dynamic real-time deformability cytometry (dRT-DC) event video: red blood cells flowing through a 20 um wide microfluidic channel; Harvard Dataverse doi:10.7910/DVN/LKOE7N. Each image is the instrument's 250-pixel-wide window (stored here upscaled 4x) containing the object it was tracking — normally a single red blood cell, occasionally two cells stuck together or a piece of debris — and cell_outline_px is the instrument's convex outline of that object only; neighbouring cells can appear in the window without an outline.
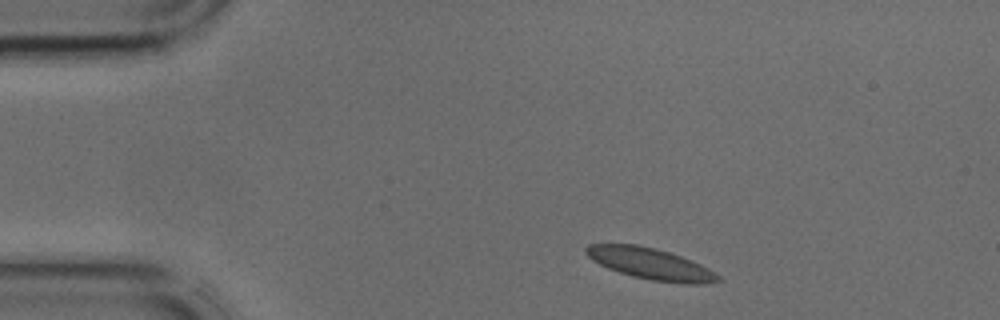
{"species": "common noctule bat (a hibernating species)", "species_latin": "Nyctalus noctula", "temperature_condition": "cold", "stored_images_in_passage": 37, "camera_frame_rate_fps": 3000, "um_per_image_px": 0.085, "animal": {"sex": "male", "body_mass_g": 17.9, "forearm_length_mm": 54.2}, "frame": {"image": 1, "passage_image": 1, "time_ms": 0.0, "image_size_px": [1000, 320], "cell_outline_px": [[720, 280], [704, 284], [684, 284], [652, 280], [632, 276], [608, 268], [592, 260], [584, 252], [584, 248], [588, 244], [636, 244], [668, 252], [692, 260], [708, 268], [720, 276]], "centroid_in_image_um": [55.28, 22.42], "position_along_channel_um": 29.7, "area_um2": 23.93}}
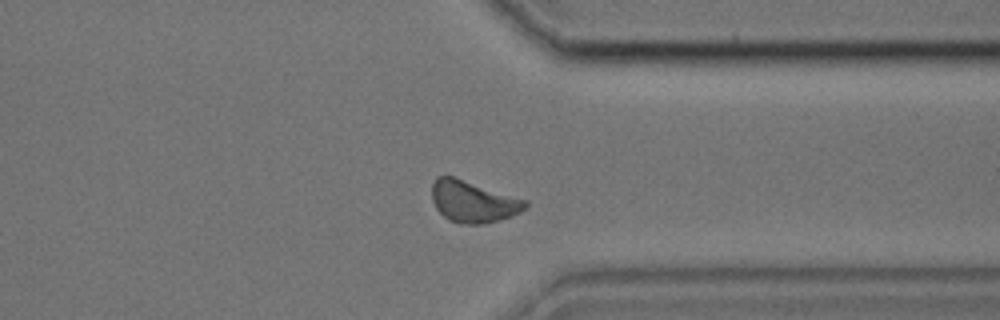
{"frame": {"image": 2, "passage_image": 27, "time_ms": 8.667, "image_size_px": [1000, 320], "cell_outline_px": [[528, 204], [520, 212], [484, 224], [460, 224], [448, 220], [436, 208], [432, 200], [432, 184], [436, 176], [452, 176], [528, 200]], "centroid_in_image_um": [40.18, 17.13], "position_along_channel_um": 371.2, "area_um2": 22.48}}
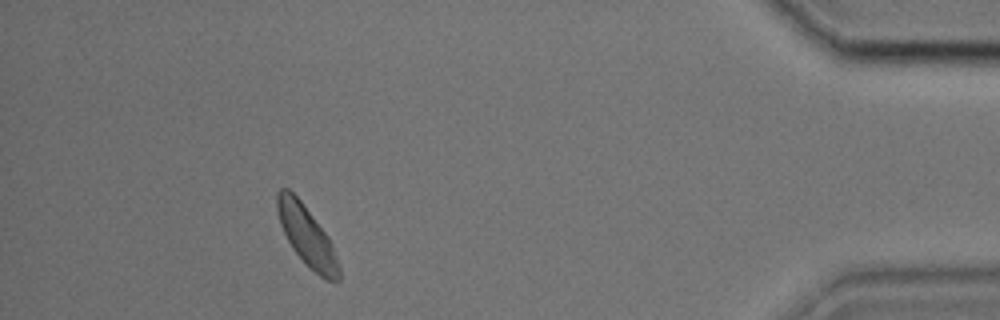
{"frame": {"image": 3, "passage_image": 33, "time_ms": 10.667, "image_size_px": [1000, 320], "cell_outline_px": [[340, 280], [328, 280], [320, 276], [304, 264], [292, 248], [280, 224], [276, 208], [276, 192], [280, 188], [288, 188], [300, 200], [328, 236], [332, 244], [340, 268]], "centroid_in_image_um": [26.06, 20.05], "position_along_channel_um": 409.1, "area_um2": 21.44}}